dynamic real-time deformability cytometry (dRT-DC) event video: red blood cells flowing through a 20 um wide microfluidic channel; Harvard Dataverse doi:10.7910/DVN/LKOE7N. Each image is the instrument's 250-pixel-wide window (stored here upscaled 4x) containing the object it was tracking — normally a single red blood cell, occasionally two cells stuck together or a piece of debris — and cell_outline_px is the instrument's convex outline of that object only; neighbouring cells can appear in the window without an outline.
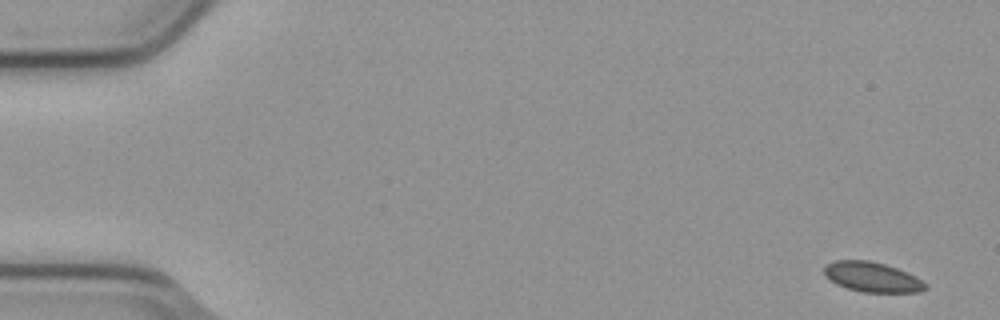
{"species": "common noctule bat (a hibernating species)", "species_latin": "Nyctalus noctula", "temperature_condition": "cold", "stored_images_in_passage": 5, "camera_frame_rate_fps": 3000, "um_per_image_px": 0.085, "animal": {"sex": "male", "body_mass_g": 23.1, "forearm_length_mm": 52.7}, "frame": {"image": 1, "passage_image": 1, "time_ms": 0.0, "image_size_px": [1000, 320], "cell_outline_px": [[928, 288], [920, 292], [864, 292], [848, 288], [836, 284], [824, 276], [824, 264], [836, 260], [868, 260], [884, 264], [896, 268], [916, 276], [928, 284]], "centroid_in_image_um": [74.13, 23.55], "position_along_channel_um": 10.9, "area_um2": 17.74}}